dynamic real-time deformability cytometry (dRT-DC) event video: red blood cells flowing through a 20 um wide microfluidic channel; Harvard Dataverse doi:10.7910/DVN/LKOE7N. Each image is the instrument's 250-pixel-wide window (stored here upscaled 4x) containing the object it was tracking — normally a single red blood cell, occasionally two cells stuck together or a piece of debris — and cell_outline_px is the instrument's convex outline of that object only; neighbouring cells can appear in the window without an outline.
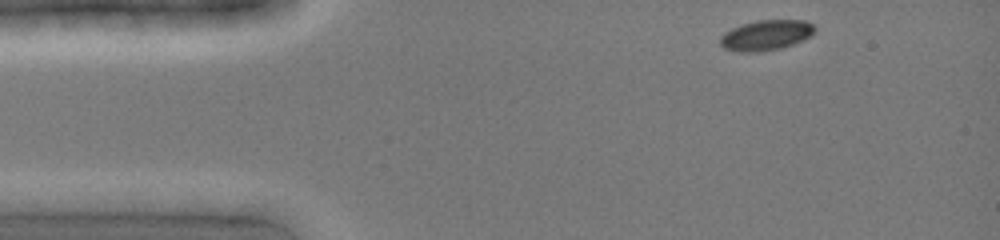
{"species": "common noctule bat (a hibernating species)", "species_latin": "Nyctalus noctula", "temperature_condition": "cold", "stored_images_in_passage": 4, "camera_frame_rate_fps": 3000, "um_per_image_px": 0.085, "animal": {"sex": "female", "body_mass_g": 19.0, "forearm_length_mm": 51.5}, "frame": {"image": 1, "passage_image": 1, "time_ms": 0.0, "image_size_px": [1000, 240], "cell_outline_px": [[816, 32], [812, 36], [804, 40], [780, 48], [756, 52], [736, 52], [724, 48], [720, 44], [720, 36], [724, 32], [740, 24], [756, 20], [804, 20], [812, 24], [816, 28]], "centroid_in_image_um": [65.11, 2.98], "position_along_channel_um": 19.9, "area_um2": 16.94}}